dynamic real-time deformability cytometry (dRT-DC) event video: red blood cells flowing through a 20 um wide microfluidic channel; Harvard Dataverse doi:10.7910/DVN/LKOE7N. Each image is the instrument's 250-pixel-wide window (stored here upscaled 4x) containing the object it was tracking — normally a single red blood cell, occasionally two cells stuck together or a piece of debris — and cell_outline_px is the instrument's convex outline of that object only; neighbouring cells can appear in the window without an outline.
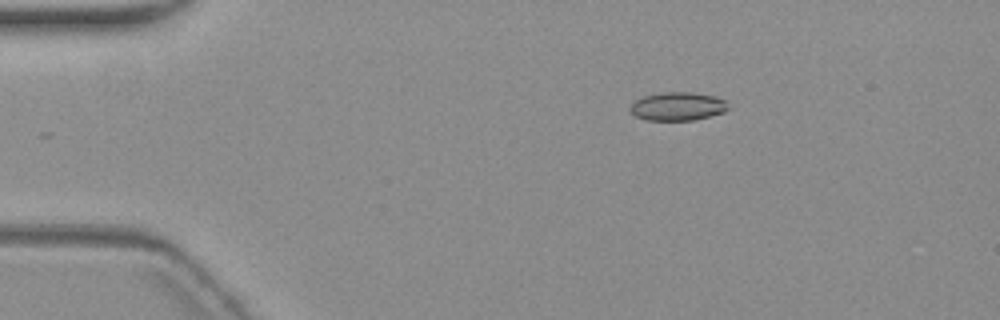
{"species": "common noctule bat (a hibernating species)", "species_latin": "Nyctalus noctula", "temperature_condition": "warm", "stored_images_in_passage": 3, "camera_frame_rate_fps": 3000, "um_per_image_px": 0.085, "animal": {"sex": "female", "body_mass_g": 19.3, "forearm_length_mm": 54.1}, "frame": {"image": 1, "passage_image": 1, "time_ms": 0.0, "image_size_px": [1000, 320], "cell_outline_px": [[728, 108], [724, 112], [692, 120], [648, 120], [636, 116], [628, 108], [636, 100], [644, 96], [660, 92], [692, 92], [716, 96], [728, 100]], "centroid_in_image_um": [57.63, 9.02], "position_along_channel_um": 27.4, "area_um2": 16.24}}